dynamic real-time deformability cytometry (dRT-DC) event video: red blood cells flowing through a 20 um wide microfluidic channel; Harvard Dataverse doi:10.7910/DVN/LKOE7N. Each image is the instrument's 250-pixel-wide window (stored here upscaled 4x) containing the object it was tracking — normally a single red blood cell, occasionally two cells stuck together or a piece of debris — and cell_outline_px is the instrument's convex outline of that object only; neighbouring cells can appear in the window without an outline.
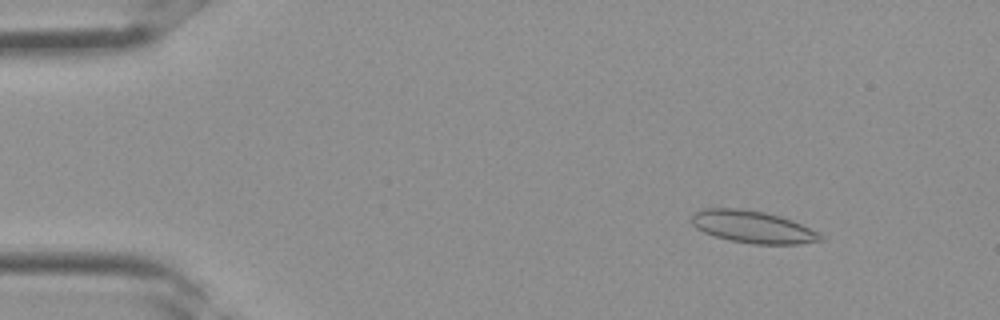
{"species": "Egyptian fruit bat (a non-hibernating species)", "species_latin": "Rousettus aegyptiacus", "temperature_condition": "room temperature", "stored_images_in_passage": 35, "camera_frame_rate_fps": 3000, "um_per_image_px": 0.085, "frame": {"image": 1, "passage_image": 5, "time_ms": 1.333, "image_size_px": [1000, 320], "cell_outline_px": [[824, 240], [796, 244], [752, 244], [728, 240], [704, 232], [696, 228], [692, 224], [692, 212], [704, 208], [744, 208], [764, 212], [780, 216], [792, 220], [820, 232], [824, 236]], "centroid_in_image_um": [63.99, 19.28], "position_along_channel_um": 21.0, "area_um2": 24.45}}
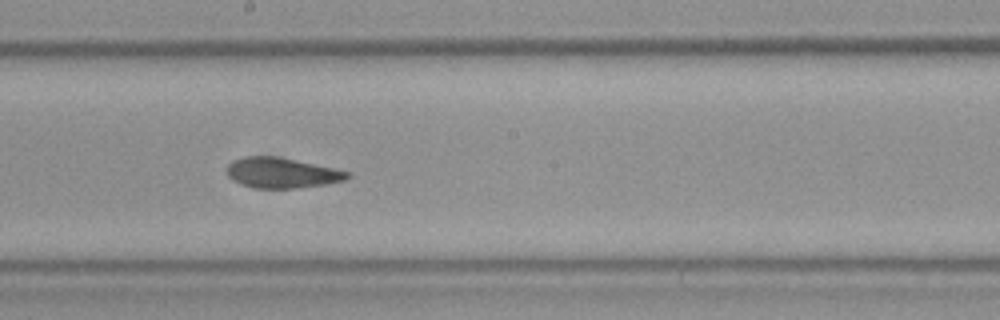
{"frame": {"image": 2, "passage_image": 20, "time_ms": 6.333, "image_size_px": [1000, 320], "cell_outline_px": [[352, 176], [344, 180], [324, 184], [296, 188], [256, 188], [240, 184], [232, 180], [228, 176], [224, 168], [232, 160], [244, 156], [276, 156], [296, 160], [352, 172]], "centroid_in_image_um": [23.91, 14.68], "position_along_channel_um": 224.3, "area_um2": 21.44}}
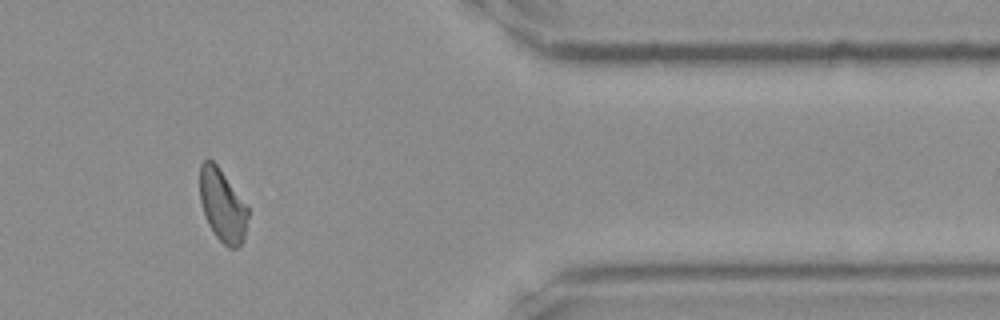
{"frame": {"image": 3, "passage_image": 30, "time_ms": 9.667, "image_size_px": [1000, 320], "cell_outline_px": [[248, 216], [244, 240], [236, 248], [228, 248], [216, 236], [208, 224], [200, 200], [200, 164], [204, 160], [212, 160], [216, 164], [248, 208]], "centroid_in_image_um": [18.9, 17.49], "position_along_channel_um": 392.5, "area_um2": 19.94}}